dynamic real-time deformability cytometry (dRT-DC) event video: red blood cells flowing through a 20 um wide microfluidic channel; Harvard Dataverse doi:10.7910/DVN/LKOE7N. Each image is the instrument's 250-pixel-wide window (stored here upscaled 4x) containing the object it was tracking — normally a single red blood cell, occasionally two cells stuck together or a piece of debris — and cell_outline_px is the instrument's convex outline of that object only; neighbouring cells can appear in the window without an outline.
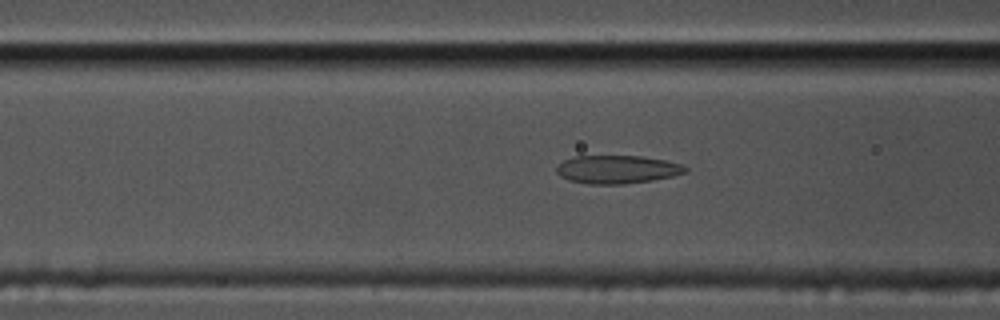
{"species": "common noctule bat (a hibernating species)", "species_latin": "Nyctalus noctula", "temperature_condition": "cold", "stored_images_in_passage": 40, "camera_frame_rate_fps": 3000, "um_per_image_px": 0.085, "animal": {"sex": "male", "body_mass_g": 17.5, "forearm_length_mm": 52.3}, "frame": {"image": 1, "passage_image": 15, "time_ms": 4.667, "image_size_px": [1000, 320], "cell_outline_px": [[688, 172], [672, 176], [652, 180], [624, 184], [588, 184], [568, 180], [560, 176], [556, 172], [556, 164], [564, 160], [576, 156], [640, 156], [664, 160], [680, 164], [688, 168]], "centroid_in_image_um": [52.42, 14.4], "position_along_channel_um": 114.2, "area_um2": 21.21}}
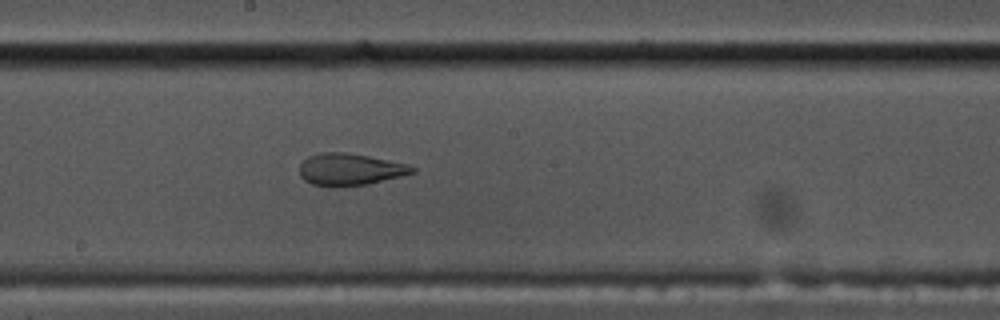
{"frame": {"image": 2, "passage_image": 24, "time_ms": 7.667, "image_size_px": [1000, 320], "cell_outline_px": [[416, 172], [368, 184], [312, 184], [304, 180], [300, 176], [300, 164], [308, 156], [320, 152], [344, 152], [368, 156], [408, 164], [416, 168]], "centroid_in_image_um": [29.76, 14.36], "position_along_channel_um": 218.4, "area_um2": 20.35}}
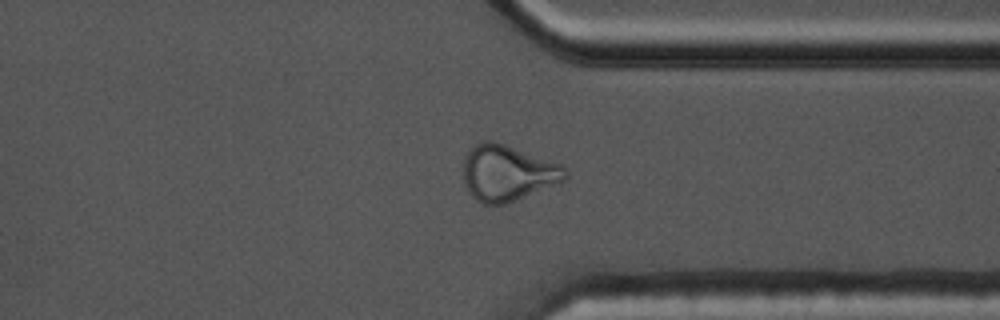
{"frame": {"image": 3, "passage_image": 37, "time_ms": 12.0, "image_size_px": [1000, 320], "cell_outline_px": [[568, 176], [564, 180], [504, 204], [484, 204], [476, 200], [468, 192], [464, 184], [464, 160], [468, 152], [480, 140], [492, 140], [564, 164], [568, 172]], "centroid_in_image_um": [43.14, 14.68], "position_along_channel_um": 368.3, "area_um2": 33.06}}